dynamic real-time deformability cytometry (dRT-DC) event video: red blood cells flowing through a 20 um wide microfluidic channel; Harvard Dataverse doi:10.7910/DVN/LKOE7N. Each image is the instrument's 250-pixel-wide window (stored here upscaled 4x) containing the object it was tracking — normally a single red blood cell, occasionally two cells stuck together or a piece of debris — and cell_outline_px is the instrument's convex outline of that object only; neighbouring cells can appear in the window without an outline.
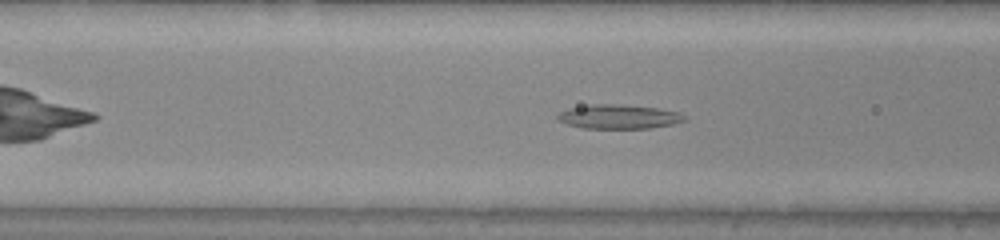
{"species": "common noctule bat (a hibernating species)", "species_latin": "Nyctalus noctula", "temperature_condition": "warm", "stored_images_in_passage": 39, "camera_frame_rate_fps": 3000, "um_per_image_px": 0.085, "animal": {"sex": "male", "body_mass_g": 20.0, "forearm_length_mm": 53.3}, "frame": {"image": 1, "passage_image": 9, "time_ms": 2.667, "image_size_px": [1000, 240], "cell_outline_px": [[688, 120], [672, 124], [648, 128], [584, 128], [568, 124], [556, 120], [556, 116], [560, 112], [568, 108], [592, 104], [616, 104], [656, 108], [680, 112]], "centroid_in_image_um": [52.57, 9.91], "position_along_channel_um": 114.0, "area_um2": 17.8}}
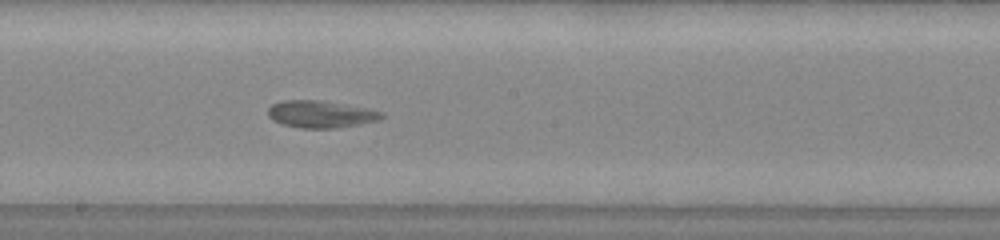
{"frame": {"image": 2, "passage_image": 17, "time_ms": 5.333, "image_size_px": [1000, 240], "cell_outline_px": [[384, 116], [376, 120], [360, 124], [336, 128], [300, 128], [284, 124], [272, 120], [268, 116], [268, 108], [272, 104], [284, 100], [324, 100], [368, 108], [384, 112]], "centroid_in_image_um": [27.26, 9.69], "position_along_channel_um": 220.9, "area_um2": 18.03}}
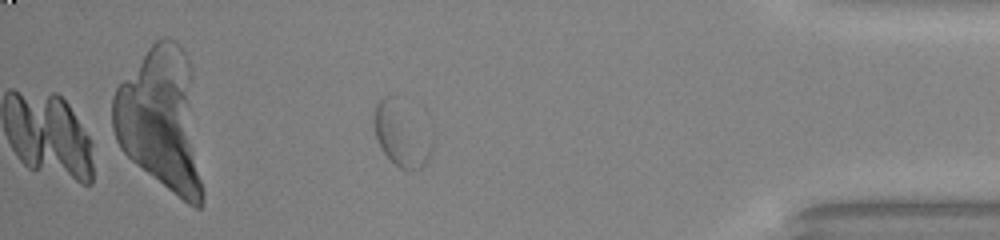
{"frame": {"image": 3, "passage_image": 33, "time_ms": 10.667, "image_size_px": [1000, 240], "cell_outline_px": [[432, 152], [428, 160], [420, 168], [408, 172], [400, 168], [380, 148], [376, 136], [372, 120], [372, 116], [376, 104], [384, 96], [392, 96], [432, 124]], "centroid_in_image_um": [34.2, 11.38], "position_along_channel_um": 401.0, "area_um2": 22.89}}